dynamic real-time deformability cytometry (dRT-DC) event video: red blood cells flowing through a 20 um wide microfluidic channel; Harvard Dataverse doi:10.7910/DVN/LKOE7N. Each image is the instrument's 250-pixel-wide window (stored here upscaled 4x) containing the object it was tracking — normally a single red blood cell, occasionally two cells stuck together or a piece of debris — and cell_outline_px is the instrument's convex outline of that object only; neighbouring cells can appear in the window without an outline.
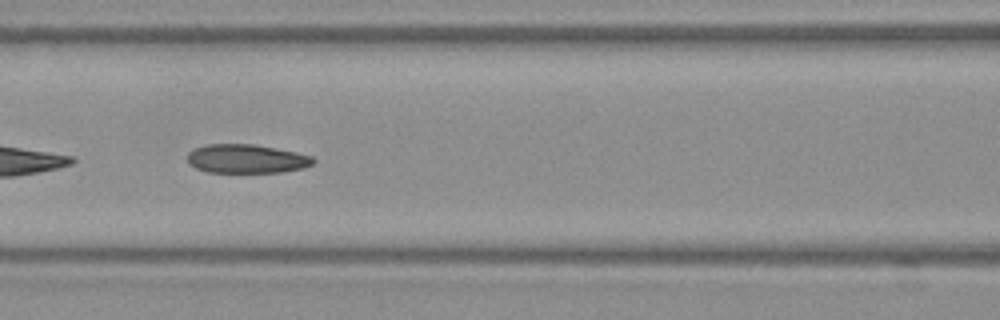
{"species": "Egyptian fruit bat (a non-hibernating species)", "species_latin": "Rousettus aegyptiacus", "temperature_condition": "warm", "stored_images_in_passage": 40, "camera_frame_rate_fps": 3000, "um_per_image_px": 0.085, "frame": {"image": 1, "passage_image": 25, "time_ms": 8.0, "image_size_px": [1000, 320], "cell_outline_px": [[316, 160], [312, 164], [304, 168], [284, 172], [208, 172], [196, 168], [188, 164], [188, 152], [192, 148], [208, 144], [256, 144], [296, 152], [312, 156]], "centroid_in_image_um": [20.95, 13.49], "position_along_channel_um": 145.7, "area_um2": 21.33}}
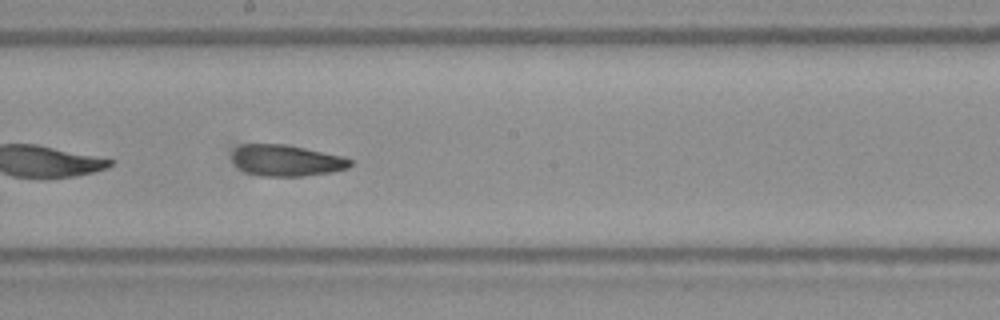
{"frame": {"image": 2, "passage_image": 31, "time_ms": 10.0, "image_size_px": [1000, 320], "cell_outline_px": [[352, 164], [348, 168], [332, 172], [304, 176], [264, 176], [248, 172], [240, 168], [232, 160], [232, 152], [236, 148], [244, 144], [288, 144], [344, 156], [352, 160]], "centroid_in_image_um": [24.39, 13.63], "position_along_channel_um": 223.8, "area_um2": 21.56}}
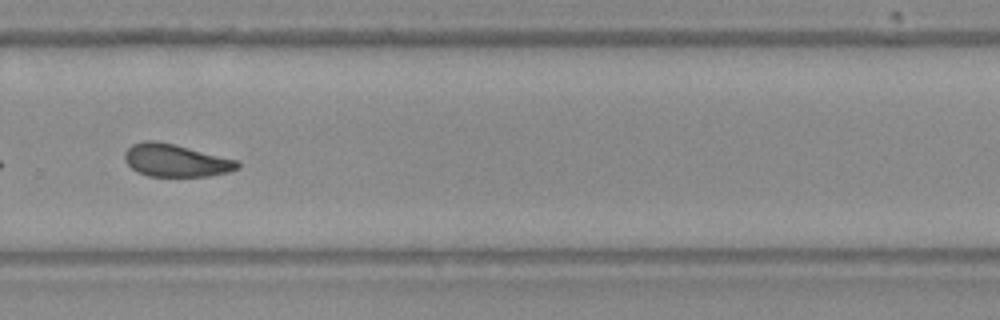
{"frame": {"image": 3, "passage_image": 38, "time_ms": 12.333, "image_size_px": [1000, 320], "cell_outline_px": [[240, 168], [228, 172], [208, 176], [148, 176], [136, 172], [124, 160], [124, 152], [132, 144], [144, 140], [156, 140], [236, 160], [240, 164]], "centroid_in_image_um": [14.89, 13.64], "position_along_channel_um": 314.9, "area_um2": 21.27}}